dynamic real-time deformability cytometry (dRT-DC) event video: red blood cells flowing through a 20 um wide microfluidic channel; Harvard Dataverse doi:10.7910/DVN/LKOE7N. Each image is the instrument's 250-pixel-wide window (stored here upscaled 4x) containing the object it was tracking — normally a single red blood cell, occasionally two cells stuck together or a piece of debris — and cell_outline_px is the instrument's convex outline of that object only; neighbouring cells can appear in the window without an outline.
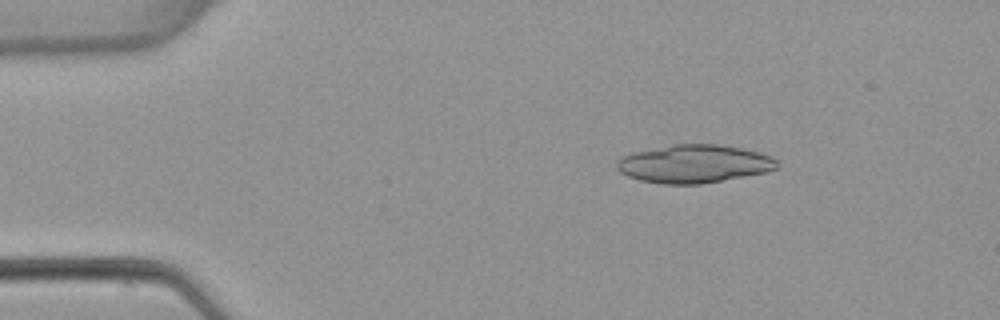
{"species": "common noctule bat (a hibernating species)", "species_latin": "Nyctalus noctula", "temperature_condition": "warm", "stored_images_in_passage": 4, "camera_frame_rate_fps": 3000, "um_per_image_px": 0.085, "animal": {"sex": "female", "body_mass_g": 22.7, "forearm_length_mm": 54.2}, "frame": {"image": 1, "passage_image": 3, "time_ms": 2.333, "image_size_px": [1000, 320], "cell_outline_px": [[776, 168], [768, 172], [700, 184], [660, 184], [640, 180], [628, 176], [620, 172], [616, 168], [616, 164], [624, 156], [632, 152], [672, 144], [716, 144], [740, 148], [772, 156], [776, 160]], "centroid_in_image_um": [58.97, 13.93], "position_along_channel_um": 26.0, "area_um2": 35.43}}